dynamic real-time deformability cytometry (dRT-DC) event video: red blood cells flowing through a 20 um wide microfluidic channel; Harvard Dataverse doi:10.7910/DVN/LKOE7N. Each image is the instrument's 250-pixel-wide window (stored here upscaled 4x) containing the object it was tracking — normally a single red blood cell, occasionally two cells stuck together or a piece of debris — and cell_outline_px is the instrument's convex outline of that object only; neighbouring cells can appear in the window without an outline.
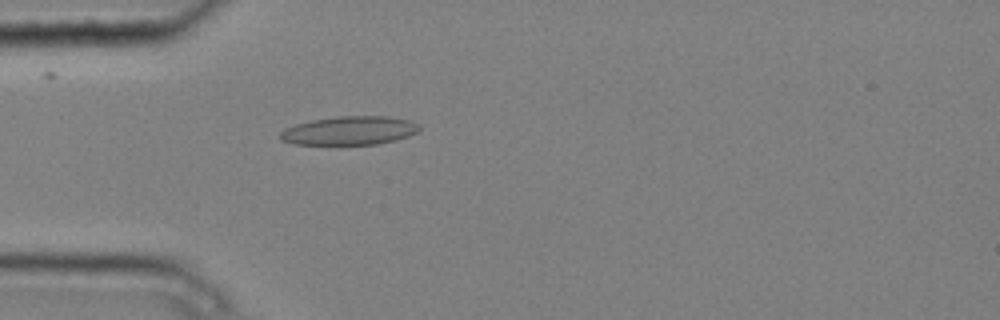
{"species": "common noctule bat (a hibernating species)", "species_latin": "Nyctalus noctula", "temperature_condition": "cold", "stored_images_in_passage": 5, "camera_frame_rate_fps": 3000, "um_per_image_px": 0.085, "animal": {"sex": "male", "body_mass_g": 20.4}, "frame": {"image": 1, "passage_image": 5, "time_ms": 1.333, "image_size_px": [1000, 320], "cell_outline_px": [[420, 128], [416, 132], [408, 136], [396, 140], [376, 144], [340, 148], [296, 144], [280, 140], [280, 132], [284, 128], [296, 124], [312, 120], [336, 116], [388, 116], [408, 120], [420, 124]], "centroid_in_image_um": [29.65, 11.15], "position_along_channel_um": 55.3, "area_um2": 24.33}}